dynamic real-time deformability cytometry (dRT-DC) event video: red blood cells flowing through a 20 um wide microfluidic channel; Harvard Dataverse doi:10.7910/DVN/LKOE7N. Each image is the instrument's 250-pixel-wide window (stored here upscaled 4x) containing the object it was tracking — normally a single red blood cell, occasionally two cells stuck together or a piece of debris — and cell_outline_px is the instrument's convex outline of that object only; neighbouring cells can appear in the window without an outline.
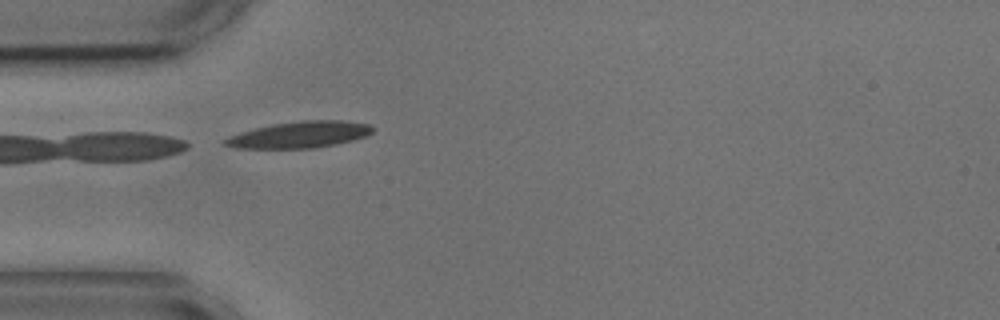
{"species": "common noctule bat (a hibernating species)", "species_latin": "Nyctalus noctula", "temperature_condition": "cold", "stored_images_in_passage": 4, "camera_frame_rate_fps": 3000, "um_per_image_px": 0.085, "animal": {"sex": "male", "body_mass_g": 17.9, "forearm_length_mm": 54.2}, "frame": {"image": 1, "passage_image": 1, "time_ms": 0.0, "image_size_px": [1000, 320], "cell_outline_px": [[376, 128], [372, 132], [364, 136], [352, 140], [336, 144], [316, 148], [232, 148], [220, 144], [220, 140], [228, 136], [240, 132], [272, 124], [300, 120], [344, 120], [368, 124]], "centroid_in_image_um": [25.4, 11.45], "position_along_channel_um": 59.6, "area_um2": 23.0}}